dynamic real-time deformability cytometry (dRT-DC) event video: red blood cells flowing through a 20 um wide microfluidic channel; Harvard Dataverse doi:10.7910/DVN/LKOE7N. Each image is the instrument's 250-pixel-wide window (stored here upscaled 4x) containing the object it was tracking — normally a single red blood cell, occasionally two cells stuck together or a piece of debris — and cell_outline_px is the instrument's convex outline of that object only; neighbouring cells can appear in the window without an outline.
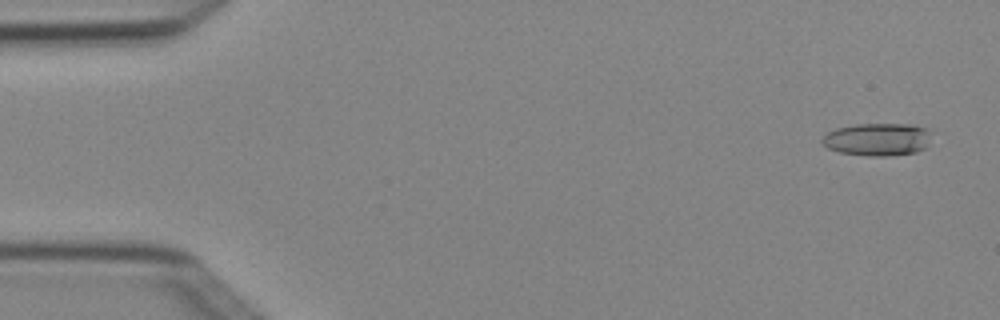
{"species": "Egyptian fruit bat (a non-hibernating species)", "species_latin": "Rousettus aegyptiacus", "temperature_condition": "cold", "stored_images_in_passage": 6, "camera_frame_rate_fps": 3000, "um_per_image_px": 0.085, "animal": {"sex": "female"}, "frame": {"image": 1, "passage_image": 1, "time_ms": 0.0, "image_size_px": [1000, 320], "cell_outline_px": [[928, 132], [924, 148], [916, 152], [888, 156], [864, 156], [840, 152], [828, 148], [820, 140], [828, 132], [836, 128], [856, 124], [912, 124], [928, 128]], "centroid_in_image_um": [74.53, 11.84], "position_along_channel_um": 10.5, "area_um2": 20.63}}
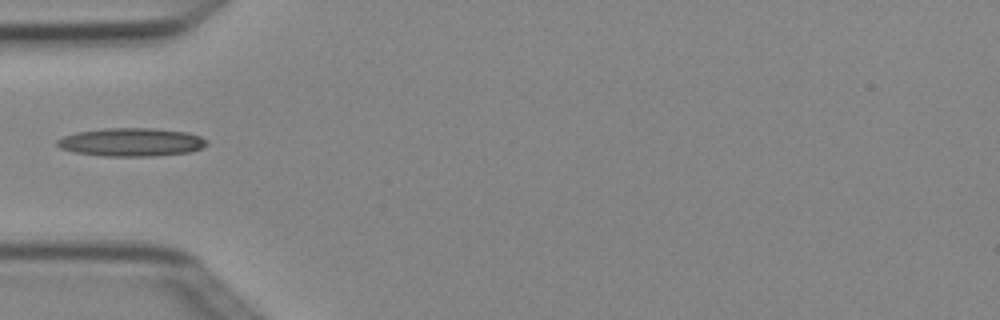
{"frame": {"image": 2, "passage_image": 5, "time_ms": 1.333, "image_size_px": [1000, 320], "cell_outline_px": [[208, 144], [200, 148], [188, 152], [152, 156], [100, 156], [76, 152], [60, 148], [56, 144], [56, 140], [64, 136], [76, 132], [104, 128], [152, 128], [188, 132], [200, 136], [208, 140]], "centroid_in_image_um": [11.16, 12.07], "position_along_channel_um": 73.8, "area_um2": 24.68}}
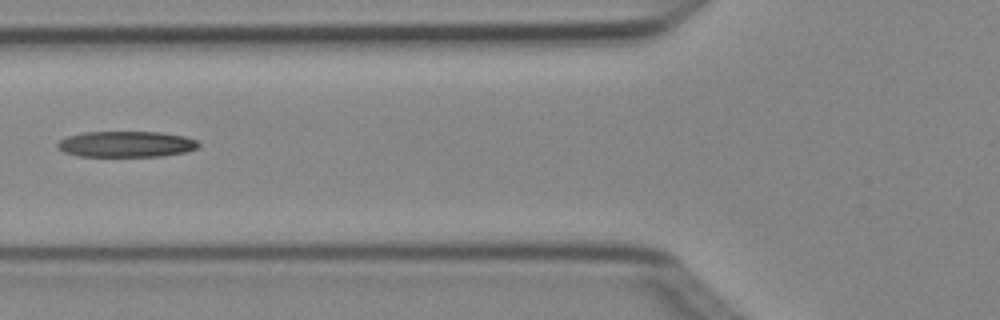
{"frame": {"image": 3, "passage_image": 6, "time_ms": 1.667, "image_size_px": [1000, 320], "cell_outline_px": [[200, 144], [196, 148], [188, 152], [164, 156], [80, 156], [64, 152], [56, 148], [56, 144], [60, 140], [68, 136], [84, 132], [160, 132], [184, 136], [196, 140]], "centroid_in_image_um": [10.73, 12.25], "position_along_channel_um": 115.1, "area_um2": 21.39}}